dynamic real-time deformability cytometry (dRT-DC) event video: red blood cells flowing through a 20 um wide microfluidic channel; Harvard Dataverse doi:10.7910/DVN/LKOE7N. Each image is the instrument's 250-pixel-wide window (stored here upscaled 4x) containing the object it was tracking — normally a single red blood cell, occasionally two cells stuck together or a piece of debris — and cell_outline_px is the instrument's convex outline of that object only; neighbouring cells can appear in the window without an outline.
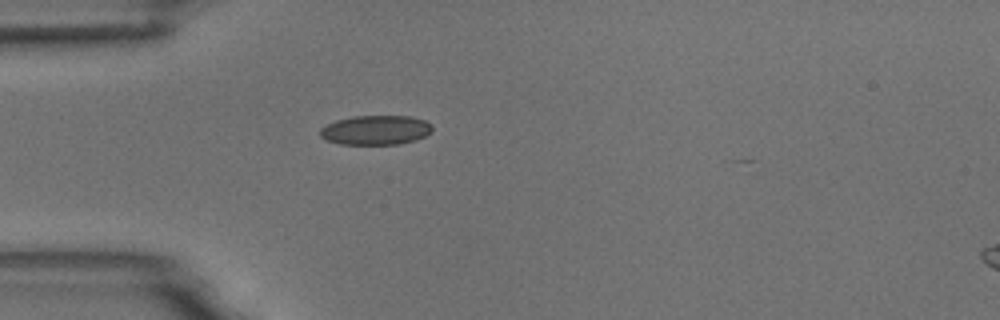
{"species": "common noctule bat (a hibernating species)", "species_latin": "Nyctalus noctula", "temperature_condition": "room temperature", "stored_images_in_passage": 3, "camera_frame_rate_fps": 3000, "um_per_image_px": 0.085, "animal": {"sex": "male", "body_mass_g": 18.8}, "frame": {"image": 1, "passage_image": 2, "time_ms": 1.333, "image_size_px": [1000, 320], "cell_outline_px": [[432, 132], [416, 140], [400, 144], [340, 144], [328, 140], [320, 136], [320, 128], [336, 120], [352, 116], [408, 116], [424, 120], [432, 124]], "centroid_in_image_um": [31.95, 11.05], "position_along_channel_um": 53.0, "area_um2": 19.25}}